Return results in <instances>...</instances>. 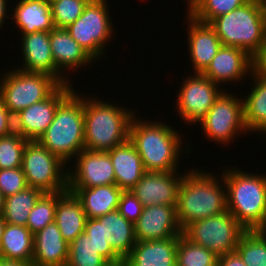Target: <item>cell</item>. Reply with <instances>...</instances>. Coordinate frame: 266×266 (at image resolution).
I'll return each instance as SVG.
<instances>
[{"label": "cell", "mask_w": 266, "mask_h": 266, "mask_svg": "<svg viewBox=\"0 0 266 266\" xmlns=\"http://www.w3.org/2000/svg\"><path fill=\"white\" fill-rule=\"evenodd\" d=\"M138 116V117H137ZM135 114L129 126V140L136 147L146 172L178 171L179 160L194 147L184 135L160 119L150 121ZM145 119V120H144ZM192 147V148H191ZM183 151V152H182ZM182 152V153H181ZM187 154V155H186ZM181 157V158H180ZM180 158V159H179Z\"/></svg>", "instance_id": "cell-1"}, {"label": "cell", "mask_w": 266, "mask_h": 266, "mask_svg": "<svg viewBox=\"0 0 266 266\" xmlns=\"http://www.w3.org/2000/svg\"><path fill=\"white\" fill-rule=\"evenodd\" d=\"M185 171L176 205L177 221L182 231L192 222L227 211L222 171L213 174L198 167Z\"/></svg>", "instance_id": "cell-2"}, {"label": "cell", "mask_w": 266, "mask_h": 266, "mask_svg": "<svg viewBox=\"0 0 266 266\" xmlns=\"http://www.w3.org/2000/svg\"><path fill=\"white\" fill-rule=\"evenodd\" d=\"M84 96V146L89 151L107 152L129 139L132 117L138 112L118 102ZM96 95V96H95ZM109 101V102H108ZM114 102V103H113ZM118 105V106H117ZM137 111V112H136Z\"/></svg>", "instance_id": "cell-3"}, {"label": "cell", "mask_w": 266, "mask_h": 266, "mask_svg": "<svg viewBox=\"0 0 266 266\" xmlns=\"http://www.w3.org/2000/svg\"><path fill=\"white\" fill-rule=\"evenodd\" d=\"M227 210L246 231L259 230L266 222V173L222 168Z\"/></svg>", "instance_id": "cell-4"}, {"label": "cell", "mask_w": 266, "mask_h": 266, "mask_svg": "<svg viewBox=\"0 0 266 266\" xmlns=\"http://www.w3.org/2000/svg\"><path fill=\"white\" fill-rule=\"evenodd\" d=\"M84 93L76 88L58 105L53 122L38 142L65 164L85 149Z\"/></svg>", "instance_id": "cell-5"}, {"label": "cell", "mask_w": 266, "mask_h": 266, "mask_svg": "<svg viewBox=\"0 0 266 266\" xmlns=\"http://www.w3.org/2000/svg\"><path fill=\"white\" fill-rule=\"evenodd\" d=\"M209 25L222 45L243 49L251 57L259 51L266 28L258 0H250L243 6L218 16Z\"/></svg>", "instance_id": "cell-6"}, {"label": "cell", "mask_w": 266, "mask_h": 266, "mask_svg": "<svg viewBox=\"0 0 266 266\" xmlns=\"http://www.w3.org/2000/svg\"><path fill=\"white\" fill-rule=\"evenodd\" d=\"M109 2L108 0H90L81 16L65 28L71 37L99 63H101L100 59L103 60L106 56L111 39L113 37L115 39V27L112 24Z\"/></svg>", "instance_id": "cell-7"}, {"label": "cell", "mask_w": 266, "mask_h": 266, "mask_svg": "<svg viewBox=\"0 0 266 266\" xmlns=\"http://www.w3.org/2000/svg\"><path fill=\"white\" fill-rule=\"evenodd\" d=\"M3 72L0 73V98L13 116L46 99L60 85L50 75L23 71L15 65Z\"/></svg>", "instance_id": "cell-8"}, {"label": "cell", "mask_w": 266, "mask_h": 266, "mask_svg": "<svg viewBox=\"0 0 266 266\" xmlns=\"http://www.w3.org/2000/svg\"><path fill=\"white\" fill-rule=\"evenodd\" d=\"M235 95L224 90L199 123L205 138L220 146H231L235 137L249 133L244 123L243 97Z\"/></svg>", "instance_id": "cell-9"}, {"label": "cell", "mask_w": 266, "mask_h": 266, "mask_svg": "<svg viewBox=\"0 0 266 266\" xmlns=\"http://www.w3.org/2000/svg\"><path fill=\"white\" fill-rule=\"evenodd\" d=\"M68 165L38 141H28L22 155V170L28 187L43 193L68 191Z\"/></svg>", "instance_id": "cell-10"}, {"label": "cell", "mask_w": 266, "mask_h": 266, "mask_svg": "<svg viewBox=\"0 0 266 266\" xmlns=\"http://www.w3.org/2000/svg\"><path fill=\"white\" fill-rule=\"evenodd\" d=\"M245 231L227 210L192 222L182 234L192 243L205 247L219 257L234 252Z\"/></svg>", "instance_id": "cell-11"}, {"label": "cell", "mask_w": 266, "mask_h": 266, "mask_svg": "<svg viewBox=\"0 0 266 266\" xmlns=\"http://www.w3.org/2000/svg\"><path fill=\"white\" fill-rule=\"evenodd\" d=\"M177 92L176 111L185 125L199 124L207 115L215 100L224 91L202 73L186 75Z\"/></svg>", "instance_id": "cell-12"}, {"label": "cell", "mask_w": 266, "mask_h": 266, "mask_svg": "<svg viewBox=\"0 0 266 266\" xmlns=\"http://www.w3.org/2000/svg\"><path fill=\"white\" fill-rule=\"evenodd\" d=\"M60 84L46 99L36 102L14 116L15 132L28 141H38L53 122L58 105L75 89Z\"/></svg>", "instance_id": "cell-13"}, {"label": "cell", "mask_w": 266, "mask_h": 266, "mask_svg": "<svg viewBox=\"0 0 266 266\" xmlns=\"http://www.w3.org/2000/svg\"><path fill=\"white\" fill-rule=\"evenodd\" d=\"M68 165V188H91L115 184L108 152L82 150ZM74 161V162H73Z\"/></svg>", "instance_id": "cell-14"}, {"label": "cell", "mask_w": 266, "mask_h": 266, "mask_svg": "<svg viewBox=\"0 0 266 266\" xmlns=\"http://www.w3.org/2000/svg\"><path fill=\"white\" fill-rule=\"evenodd\" d=\"M252 71L253 57L245 50L222 45L202 74L223 90H227L224 88L226 84L243 83L242 81L249 80L246 78L251 75Z\"/></svg>", "instance_id": "cell-15"}, {"label": "cell", "mask_w": 266, "mask_h": 266, "mask_svg": "<svg viewBox=\"0 0 266 266\" xmlns=\"http://www.w3.org/2000/svg\"><path fill=\"white\" fill-rule=\"evenodd\" d=\"M180 172H146L131 191L143 207L177 205L178 189L185 171Z\"/></svg>", "instance_id": "cell-16"}, {"label": "cell", "mask_w": 266, "mask_h": 266, "mask_svg": "<svg viewBox=\"0 0 266 266\" xmlns=\"http://www.w3.org/2000/svg\"><path fill=\"white\" fill-rule=\"evenodd\" d=\"M21 36V37H20ZM21 65L18 69L27 72L45 73L60 84H70L57 70L50 47V32L37 31L20 35Z\"/></svg>", "instance_id": "cell-17"}, {"label": "cell", "mask_w": 266, "mask_h": 266, "mask_svg": "<svg viewBox=\"0 0 266 266\" xmlns=\"http://www.w3.org/2000/svg\"><path fill=\"white\" fill-rule=\"evenodd\" d=\"M136 241L163 240L180 236L176 205H150L143 207L134 223Z\"/></svg>", "instance_id": "cell-18"}, {"label": "cell", "mask_w": 266, "mask_h": 266, "mask_svg": "<svg viewBox=\"0 0 266 266\" xmlns=\"http://www.w3.org/2000/svg\"><path fill=\"white\" fill-rule=\"evenodd\" d=\"M185 24L188 26L186 37L188 41L186 46L188 49V57L190 60V68L192 73H202L210 64L217 51L222 46L219 37L214 29L206 23L195 20L192 16L185 12Z\"/></svg>", "instance_id": "cell-19"}, {"label": "cell", "mask_w": 266, "mask_h": 266, "mask_svg": "<svg viewBox=\"0 0 266 266\" xmlns=\"http://www.w3.org/2000/svg\"><path fill=\"white\" fill-rule=\"evenodd\" d=\"M50 47L56 70L70 84L73 71H82L83 67H91L92 63L96 62L87 51L81 47L75 39L71 37L65 28H54L50 31ZM72 73L70 74V72ZM68 74V77H67Z\"/></svg>", "instance_id": "cell-20"}, {"label": "cell", "mask_w": 266, "mask_h": 266, "mask_svg": "<svg viewBox=\"0 0 266 266\" xmlns=\"http://www.w3.org/2000/svg\"><path fill=\"white\" fill-rule=\"evenodd\" d=\"M33 266H66L69 243L66 242L55 222L34 234Z\"/></svg>", "instance_id": "cell-21"}, {"label": "cell", "mask_w": 266, "mask_h": 266, "mask_svg": "<svg viewBox=\"0 0 266 266\" xmlns=\"http://www.w3.org/2000/svg\"><path fill=\"white\" fill-rule=\"evenodd\" d=\"M18 1V2H17ZM12 3L13 13L10 16L14 26L17 28V35L34 33L37 31L50 32L55 28L50 9V2L47 0H17Z\"/></svg>", "instance_id": "cell-22"}, {"label": "cell", "mask_w": 266, "mask_h": 266, "mask_svg": "<svg viewBox=\"0 0 266 266\" xmlns=\"http://www.w3.org/2000/svg\"><path fill=\"white\" fill-rule=\"evenodd\" d=\"M248 79L253 82L248 88L250 91H247L246 96H241L244 97V123L249 134L257 133L258 137H263H260V140H264L266 138V74L253 70Z\"/></svg>", "instance_id": "cell-23"}, {"label": "cell", "mask_w": 266, "mask_h": 266, "mask_svg": "<svg viewBox=\"0 0 266 266\" xmlns=\"http://www.w3.org/2000/svg\"><path fill=\"white\" fill-rule=\"evenodd\" d=\"M179 236L150 241H137L124 259L127 266H176Z\"/></svg>", "instance_id": "cell-24"}, {"label": "cell", "mask_w": 266, "mask_h": 266, "mask_svg": "<svg viewBox=\"0 0 266 266\" xmlns=\"http://www.w3.org/2000/svg\"><path fill=\"white\" fill-rule=\"evenodd\" d=\"M107 152L114 168L115 184L123 191L131 190L146 173L136 147L128 139Z\"/></svg>", "instance_id": "cell-25"}, {"label": "cell", "mask_w": 266, "mask_h": 266, "mask_svg": "<svg viewBox=\"0 0 266 266\" xmlns=\"http://www.w3.org/2000/svg\"><path fill=\"white\" fill-rule=\"evenodd\" d=\"M68 191L81 202L87 218H98L118 210L123 192L116 184L91 188H68Z\"/></svg>", "instance_id": "cell-26"}, {"label": "cell", "mask_w": 266, "mask_h": 266, "mask_svg": "<svg viewBox=\"0 0 266 266\" xmlns=\"http://www.w3.org/2000/svg\"><path fill=\"white\" fill-rule=\"evenodd\" d=\"M101 234L113 251L124 260L136 244L134 224L123 217L118 210L98 217Z\"/></svg>", "instance_id": "cell-27"}, {"label": "cell", "mask_w": 266, "mask_h": 266, "mask_svg": "<svg viewBox=\"0 0 266 266\" xmlns=\"http://www.w3.org/2000/svg\"><path fill=\"white\" fill-rule=\"evenodd\" d=\"M87 215L76 196L67 191L58 201L54 222L69 244L84 232Z\"/></svg>", "instance_id": "cell-28"}, {"label": "cell", "mask_w": 266, "mask_h": 266, "mask_svg": "<svg viewBox=\"0 0 266 266\" xmlns=\"http://www.w3.org/2000/svg\"><path fill=\"white\" fill-rule=\"evenodd\" d=\"M34 235L26 226L6 223L0 244V259L32 264Z\"/></svg>", "instance_id": "cell-29"}, {"label": "cell", "mask_w": 266, "mask_h": 266, "mask_svg": "<svg viewBox=\"0 0 266 266\" xmlns=\"http://www.w3.org/2000/svg\"><path fill=\"white\" fill-rule=\"evenodd\" d=\"M42 194L40 189L27 187L23 191L6 197L3 219L6 223L26 226L30 211Z\"/></svg>", "instance_id": "cell-30"}, {"label": "cell", "mask_w": 266, "mask_h": 266, "mask_svg": "<svg viewBox=\"0 0 266 266\" xmlns=\"http://www.w3.org/2000/svg\"><path fill=\"white\" fill-rule=\"evenodd\" d=\"M187 1V2H186ZM250 0H185L187 13L195 20L209 24L220 15L237 9Z\"/></svg>", "instance_id": "cell-31"}, {"label": "cell", "mask_w": 266, "mask_h": 266, "mask_svg": "<svg viewBox=\"0 0 266 266\" xmlns=\"http://www.w3.org/2000/svg\"><path fill=\"white\" fill-rule=\"evenodd\" d=\"M67 191L43 193L36 201L34 207L30 211L26 227L34 235L45 226L53 223L55 220V213L57 207V201Z\"/></svg>", "instance_id": "cell-32"}, {"label": "cell", "mask_w": 266, "mask_h": 266, "mask_svg": "<svg viewBox=\"0 0 266 266\" xmlns=\"http://www.w3.org/2000/svg\"><path fill=\"white\" fill-rule=\"evenodd\" d=\"M108 262L98 254L91 238L83 232L69 244L66 266H106Z\"/></svg>", "instance_id": "cell-33"}, {"label": "cell", "mask_w": 266, "mask_h": 266, "mask_svg": "<svg viewBox=\"0 0 266 266\" xmlns=\"http://www.w3.org/2000/svg\"><path fill=\"white\" fill-rule=\"evenodd\" d=\"M213 252L203 246L192 243L183 234L179 236L176 254V266H217Z\"/></svg>", "instance_id": "cell-34"}, {"label": "cell", "mask_w": 266, "mask_h": 266, "mask_svg": "<svg viewBox=\"0 0 266 266\" xmlns=\"http://www.w3.org/2000/svg\"><path fill=\"white\" fill-rule=\"evenodd\" d=\"M235 251L246 266H266V239L258 231H245Z\"/></svg>", "instance_id": "cell-35"}, {"label": "cell", "mask_w": 266, "mask_h": 266, "mask_svg": "<svg viewBox=\"0 0 266 266\" xmlns=\"http://www.w3.org/2000/svg\"><path fill=\"white\" fill-rule=\"evenodd\" d=\"M28 140L19 133L0 137V169H13L22 166V155Z\"/></svg>", "instance_id": "cell-36"}, {"label": "cell", "mask_w": 266, "mask_h": 266, "mask_svg": "<svg viewBox=\"0 0 266 266\" xmlns=\"http://www.w3.org/2000/svg\"><path fill=\"white\" fill-rule=\"evenodd\" d=\"M90 0H52L50 9L55 28H66L83 13Z\"/></svg>", "instance_id": "cell-37"}, {"label": "cell", "mask_w": 266, "mask_h": 266, "mask_svg": "<svg viewBox=\"0 0 266 266\" xmlns=\"http://www.w3.org/2000/svg\"><path fill=\"white\" fill-rule=\"evenodd\" d=\"M84 232L91 238L98 254H100L108 263H116L122 260L113 251L107 240L102 237L101 222L98 218H88Z\"/></svg>", "instance_id": "cell-38"}, {"label": "cell", "mask_w": 266, "mask_h": 266, "mask_svg": "<svg viewBox=\"0 0 266 266\" xmlns=\"http://www.w3.org/2000/svg\"><path fill=\"white\" fill-rule=\"evenodd\" d=\"M28 187L21 167L0 169V189L4 197L23 191Z\"/></svg>", "instance_id": "cell-39"}, {"label": "cell", "mask_w": 266, "mask_h": 266, "mask_svg": "<svg viewBox=\"0 0 266 266\" xmlns=\"http://www.w3.org/2000/svg\"><path fill=\"white\" fill-rule=\"evenodd\" d=\"M142 210V203L131 190L122 192L118 205V211L123 217L134 224L140 217Z\"/></svg>", "instance_id": "cell-40"}, {"label": "cell", "mask_w": 266, "mask_h": 266, "mask_svg": "<svg viewBox=\"0 0 266 266\" xmlns=\"http://www.w3.org/2000/svg\"><path fill=\"white\" fill-rule=\"evenodd\" d=\"M15 132L14 116L7 109L0 98V137L8 136Z\"/></svg>", "instance_id": "cell-41"}, {"label": "cell", "mask_w": 266, "mask_h": 266, "mask_svg": "<svg viewBox=\"0 0 266 266\" xmlns=\"http://www.w3.org/2000/svg\"><path fill=\"white\" fill-rule=\"evenodd\" d=\"M253 70L266 74V28L259 51L253 56Z\"/></svg>", "instance_id": "cell-42"}, {"label": "cell", "mask_w": 266, "mask_h": 266, "mask_svg": "<svg viewBox=\"0 0 266 266\" xmlns=\"http://www.w3.org/2000/svg\"><path fill=\"white\" fill-rule=\"evenodd\" d=\"M217 266H246L242 261L240 255L234 251L226 255L219 256L217 259Z\"/></svg>", "instance_id": "cell-43"}, {"label": "cell", "mask_w": 266, "mask_h": 266, "mask_svg": "<svg viewBox=\"0 0 266 266\" xmlns=\"http://www.w3.org/2000/svg\"><path fill=\"white\" fill-rule=\"evenodd\" d=\"M9 0H0V30H2L4 27V24L6 23L7 19H11V16H8L10 14V12L12 11H9L10 8L8 7H12L10 4L13 2ZM10 5V6H9ZM9 11V12H8ZM8 12V13H7ZM7 18V19H6ZM1 33V31H0Z\"/></svg>", "instance_id": "cell-44"}, {"label": "cell", "mask_w": 266, "mask_h": 266, "mask_svg": "<svg viewBox=\"0 0 266 266\" xmlns=\"http://www.w3.org/2000/svg\"><path fill=\"white\" fill-rule=\"evenodd\" d=\"M0 266H33L32 264L0 259Z\"/></svg>", "instance_id": "cell-45"}, {"label": "cell", "mask_w": 266, "mask_h": 266, "mask_svg": "<svg viewBox=\"0 0 266 266\" xmlns=\"http://www.w3.org/2000/svg\"><path fill=\"white\" fill-rule=\"evenodd\" d=\"M5 227H6V221L3 219V216L0 215V244Z\"/></svg>", "instance_id": "cell-46"}, {"label": "cell", "mask_w": 266, "mask_h": 266, "mask_svg": "<svg viewBox=\"0 0 266 266\" xmlns=\"http://www.w3.org/2000/svg\"><path fill=\"white\" fill-rule=\"evenodd\" d=\"M260 8H261V13L263 17L265 18L266 22V0H258Z\"/></svg>", "instance_id": "cell-47"}, {"label": "cell", "mask_w": 266, "mask_h": 266, "mask_svg": "<svg viewBox=\"0 0 266 266\" xmlns=\"http://www.w3.org/2000/svg\"><path fill=\"white\" fill-rule=\"evenodd\" d=\"M4 203H5V197H4V195H3V193L1 192V189H0V215H2V213H3Z\"/></svg>", "instance_id": "cell-48"}, {"label": "cell", "mask_w": 266, "mask_h": 266, "mask_svg": "<svg viewBox=\"0 0 266 266\" xmlns=\"http://www.w3.org/2000/svg\"><path fill=\"white\" fill-rule=\"evenodd\" d=\"M106 266H127V264L125 260H121L116 263H108Z\"/></svg>", "instance_id": "cell-49"}, {"label": "cell", "mask_w": 266, "mask_h": 266, "mask_svg": "<svg viewBox=\"0 0 266 266\" xmlns=\"http://www.w3.org/2000/svg\"><path fill=\"white\" fill-rule=\"evenodd\" d=\"M262 235L263 237L266 239V222L265 224L258 230Z\"/></svg>", "instance_id": "cell-50"}]
</instances>
